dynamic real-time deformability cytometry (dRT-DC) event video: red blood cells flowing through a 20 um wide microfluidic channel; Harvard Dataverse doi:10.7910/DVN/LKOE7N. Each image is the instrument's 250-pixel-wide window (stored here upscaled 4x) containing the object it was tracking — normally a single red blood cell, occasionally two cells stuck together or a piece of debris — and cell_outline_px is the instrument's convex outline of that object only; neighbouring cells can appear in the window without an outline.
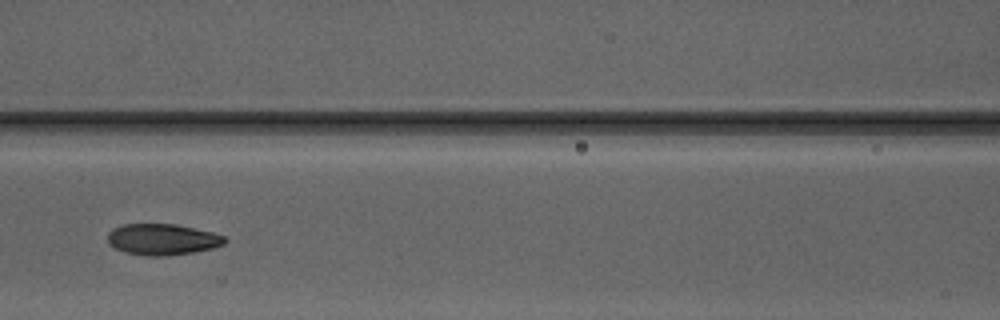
{"species": "Egyptian fruit bat (a non-hibernating species)", "species_latin": "Rousettus aegyptiacus", "temperature_condition": "warm", "stored_images_in_passage": 5, "camera_frame_rate_fps": 3000, "um_per_image_px": 0.085, "animal": {"sex": "male"}, "frame": {"image": 1, "passage_image": 5, "time_ms": 4.667, "image_size_px": [1000, 320], "cell_outline_px": [[228, 240], [224, 244], [212, 248], [192, 252], [168, 256], [148, 256], [124, 252], [116, 248], [108, 240], [108, 232], [112, 228], [124, 224], [176, 224], [212, 232], [224, 236]], "centroid_in_image_um": [13.81, 20.34], "position_along_channel_um": 152.8, "area_um2": 21.21}}